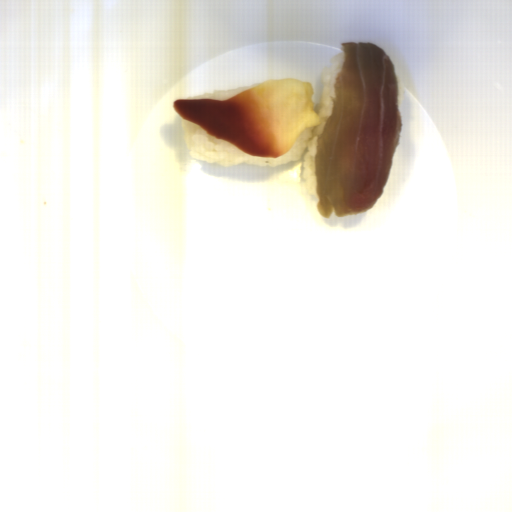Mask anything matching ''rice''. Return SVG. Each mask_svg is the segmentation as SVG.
Segmentation results:
<instances>
[{
	"label": "rice",
	"instance_id": "1",
	"mask_svg": "<svg viewBox=\"0 0 512 512\" xmlns=\"http://www.w3.org/2000/svg\"><path fill=\"white\" fill-rule=\"evenodd\" d=\"M343 52H339L330 60L328 68L322 69L319 80L322 85L320 98L314 106L321 119V126L306 128L302 131L289 151L277 158H261L252 156L227 140L217 139L207 134L204 129L181 117L184 144L191 157L218 164L223 167H237L242 163L263 167H282L303 157L301 182L307 194L317 200L314 159L317 141L325 126V120L332 110L331 97L334 96L335 79L342 68ZM306 149L307 153L304 155ZM304 155V156H303Z\"/></svg>",
	"mask_w": 512,
	"mask_h": 512
},
{
	"label": "rice",
	"instance_id": "2",
	"mask_svg": "<svg viewBox=\"0 0 512 512\" xmlns=\"http://www.w3.org/2000/svg\"><path fill=\"white\" fill-rule=\"evenodd\" d=\"M367 215V210L364 213H359L346 217H337L335 214L332 213L330 217H324V222L329 227H341L347 231L356 228L357 226L362 224Z\"/></svg>",
	"mask_w": 512,
	"mask_h": 512
},
{
	"label": "rice",
	"instance_id": "3",
	"mask_svg": "<svg viewBox=\"0 0 512 512\" xmlns=\"http://www.w3.org/2000/svg\"><path fill=\"white\" fill-rule=\"evenodd\" d=\"M263 82H256L250 85H245L241 87H236L230 90H217V91H207L197 96L188 97V99H199V98H214L218 100H227L243 91L251 89Z\"/></svg>",
	"mask_w": 512,
	"mask_h": 512
}]
</instances>
